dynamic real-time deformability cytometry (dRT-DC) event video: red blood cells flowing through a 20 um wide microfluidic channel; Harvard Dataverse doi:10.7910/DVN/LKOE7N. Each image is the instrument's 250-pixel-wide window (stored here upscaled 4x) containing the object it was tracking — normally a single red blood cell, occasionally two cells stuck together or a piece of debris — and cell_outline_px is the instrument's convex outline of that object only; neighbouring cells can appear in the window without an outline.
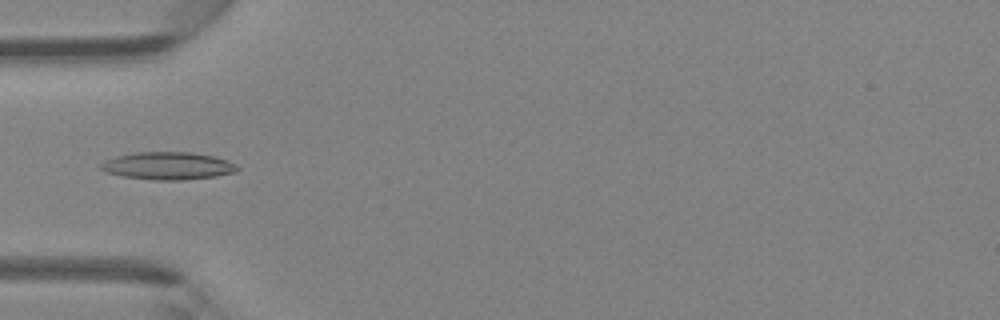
{"species": "Egyptian fruit bat (a non-hibernating species)", "species_latin": "Rousettus aegyptiacus", "temperature_condition": "room temperature", "stored_images_in_passage": 32, "camera_frame_rate_fps": 3000, "um_per_image_px": 0.085, "animal": {"sex": "female"}, "frame": {"image": 1, "passage_image": 5, "time_ms": 1.333, "image_size_px": [1000, 320], "cell_outline_px": [[240, 168], [236, 172], [216, 176], [184, 180], [152, 180], [124, 176], [104, 172], [100, 168], [100, 164], [104, 160], [116, 156], [136, 152], [192, 152], [212, 156], [228, 160], [236, 164]], "centroid_in_image_um": [14.27, 14.09], "position_along_channel_um": 70.7, "area_um2": 22.08}}
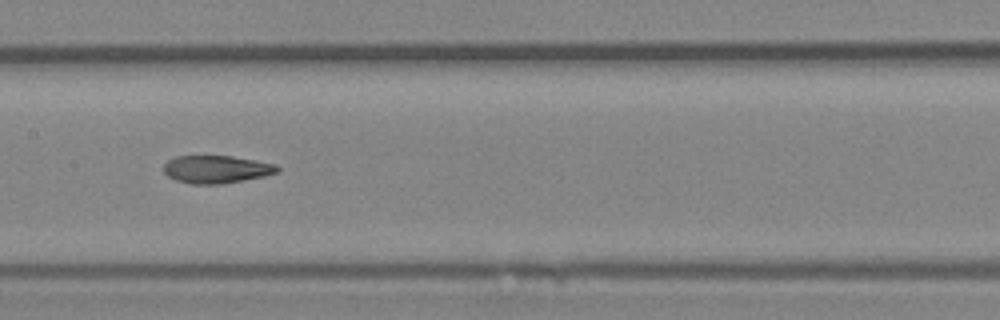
{"frame": {"image": 2, "passage_image": 13, "time_ms": 4.0, "image_size_px": [1000, 320], "cell_outline_px": [[280, 172], [264, 176], [244, 180], [220, 184], [192, 184], [176, 180], [168, 176], [164, 172], [164, 164], [168, 160], [176, 156], [232, 156], [256, 160], [276, 164], [280, 168]], "centroid_in_image_um": [18.42, 14.39], "position_along_channel_um": 189.0, "area_um2": 18.44}}
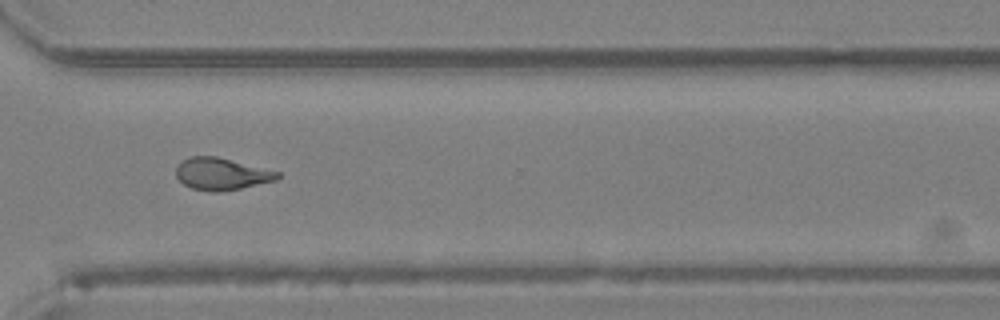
{"frame": {"image": 3, "passage_image": 24, "time_ms": 7.667, "image_size_px": [1000, 320], "cell_outline_px": [[280, 176], [276, 180], [240, 188], [220, 192], [216, 192], [192, 188], [184, 184], [176, 176], [176, 168], [188, 156], [216, 156], [280, 172]], "centroid_in_image_um": [18.83, 14.78], "position_along_channel_um": 351.8, "area_um2": 18.67}}